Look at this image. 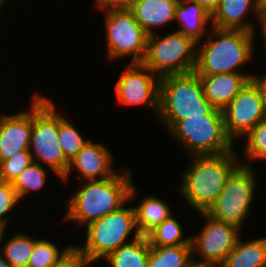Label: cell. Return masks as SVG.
<instances>
[{
  "label": "cell",
  "mask_w": 266,
  "mask_h": 267,
  "mask_svg": "<svg viewBox=\"0 0 266 267\" xmlns=\"http://www.w3.org/2000/svg\"><path fill=\"white\" fill-rule=\"evenodd\" d=\"M124 172L103 180H85L82 188L67 201L63 221H73L78 225L87 226L135 200L137 190L131 181V172L129 169Z\"/></svg>",
  "instance_id": "cell-1"
},
{
  "label": "cell",
  "mask_w": 266,
  "mask_h": 267,
  "mask_svg": "<svg viewBox=\"0 0 266 267\" xmlns=\"http://www.w3.org/2000/svg\"><path fill=\"white\" fill-rule=\"evenodd\" d=\"M184 171L180 193L187 204L206 212L216 201L228 176L241 163L234 150L215 155H195Z\"/></svg>",
  "instance_id": "cell-2"
},
{
  "label": "cell",
  "mask_w": 266,
  "mask_h": 267,
  "mask_svg": "<svg viewBox=\"0 0 266 267\" xmlns=\"http://www.w3.org/2000/svg\"><path fill=\"white\" fill-rule=\"evenodd\" d=\"M211 30V37L216 39L208 34L207 41L197 48L194 72L197 75L241 73V65L252 59L255 33L214 26Z\"/></svg>",
  "instance_id": "cell-3"
},
{
  "label": "cell",
  "mask_w": 266,
  "mask_h": 267,
  "mask_svg": "<svg viewBox=\"0 0 266 267\" xmlns=\"http://www.w3.org/2000/svg\"><path fill=\"white\" fill-rule=\"evenodd\" d=\"M214 110L194 71L160 77L158 117L168 130L187 116H206Z\"/></svg>",
  "instance_id": "cell-4"
},
{
  "label": "cell",
  "mask_w": 266,
  "mask_h": 267,
  "mask_svg": "<svg viewBox=\"0 0 266 267\" xmlns=\"http://www.w3.org/2000/svg\"><path fill=\"white\" fill-rule=\"evenodd\" d=\"M33 95L29 151L33 162L42 161L61 179L67 173L70 162L65 158L59 142V113L53 101L38 93Z\"/></svg>",
  "instance_id": "cell-5"
},
{
  "label": "cell",
  "mask_w": 266,
  "mask_h": 267,
  "mask_svg": "<svg viewBox=\"0 0 266 267\" xmlns=\"http://www.w3.org/2000/svg\"><path fill=\"white\" fill-rule=\"evenodd\" d=\"M168 131L191 157L221 154L234 149V141L228 137L222 111L218 109L206 116H187L177 121Z\"/></svg>",
  "instance_id": "cell-6"
},
{
  "label": "cell",
  "mask_w": 266,
  "mask_h": 267,
  "mask_svg": "<svg viewBox=\"0 0 266 267\" xmlns=\"http://www.w3.org/2000/svg\"><path fill=\"white\" fill-rule=\"evenodd\" d=\"M125 206L85 226L86 243L75 248L91 263L106 258L120 246L129 243L127 239L133 230L134 234H139L134 207Z\"/></svg>",
  "instance_id": "cell-7"
},
{
  "label": "cell",
  "mask_w": 266,
  "mask_h": 267,
  "mask_svg": "<svg viewBox=\"0 0 266 267\" xmlns=\"http://www.w3.org/2000/svg\"><path fill=\"white\" fill-rule=\"evenodd\" d=\"M197 42L174 31L160 38L157 33L147 36L146 55L142 63L159 77L194 71Z\"/></svg>",
  "instance_id": "cell-8"
},
{
  "label": "cell",
  "mask_w": 266,
  "mask_h": 267,
  "mask_svg": "<svg viewBox=\"0 0 266 267\" xmlns=\"http://www.w3.org/2000/svg\"><path fill=\"white\" fill-rule=\"evenodd\" d=\"M254 176L250 164L240 163L228 176L221 193L206 213L241 230L254 201Z\"/></svg>",
  "instance_id": "cell-9"
},
{
  "label": "cell",
  "mask_w": 266,
  "mask_h": 267,
  "mask_svg": "<svg viewBox=\"0 0 266 267\" xmlns=\"http://www.w3.org/2000/svg\"><path fill=\"white\" fill-rule=\"evenodd\" d=\"M106 49L110 59L130 57L142 62L146 55L147 34L129 9L105 11ZM130 55V56H129Z\"/></svg>",
  "instance_id": "cell-10"
},
{
  "label": "cell",
  "mask_w": 266,
  "mask_h": 267,
  "mask_svg": "<svg viewBox=\"0 0 266 267\" xmlns=\"http://www.w3.org/2000/svg\"><path fill=\"white\" fill-rule=\"evenodd\" d=\"M115 93L120 104H147L159 113L160 77L142 62H130L115 84Z\"/></svg>",
  "instance_id": "cell-11"
},
{
  "label": "cell",
  "mask_w": 266,
  "mask_h": 267,
  "mask_svg": "<svg viewBox=\"0 0 266 267\" xmlns=\"http://www.w3.org/2000/svg\"><path fill=\"white\" fill-rule=\"evenodd\" d=\"M225 130L233 141L245 137L260 121L266 119L261 93L249 80L231 102L222 110Z\"/></svg>",
  "instance_id": "cell-12"
},
{
  "label": "cell",
  "mask_w": 266,
  "mask_h": 267,
  "mask_svg": "<svg viewBox=\"0 0 266 267\" xmlns=\"http://www.w3.org/2000/svg\"><path fill=\"white\" fill-rule=\"evenodd\" d=\"M198 213L207 221L199 235L190 237L192 252H197L203 258L197 261L219 267L234 249L241 230L211 217L206 212Z\"/></svg>",
  "instance_id": "cell-13"
},
{
  "label": "cell",
  "mask_w": 266,
  "mask_h": 267,
  "mask_svg": "<svg viewBox=\"0 0 266 267\" xmlns=\"http://www.w3.org/2000/svg\"><path fill=\"white\" fill-rule=\"evenodd\" d=\"M75 168V169H74ZM71 169L79 172L81 179L103 180L116 174L112 168V155L104 144L91 143L90 140L70 162L67 173L61 178L67 182Z\"/></svg>",
  "instance_id": "cell-14"
},
{
  "label": "cell",
  "mask_w": 266,
  "mask_h": 267,
  "mask_svg": "<svg viewBox=\"0 0 266 267\" xmlns=\"http://www.w3.org/2000/svg\"><path fill=\"white\" fill-rule=\"evenodd\" d=\"M30 111L0 116V162L21 150H29L33 127V102Z\"/></svg>",
  "instance_id": "cell-15"
},
{
  "label": "cell",
  "mask_w": 266,
  "mask_h": 267,
  "mask_svg": "<svg viewBox=\"0 0 266 267\" xmlns=\"http://www.w3.org/2000/svg\"><path fill=\"white\" fill-rule=\"evenodd\" d=\"M251 77L252 75L243 72L199 75L205 98L215 109L221 111L251 80Z\"/></svg>",
  "instance_id": "cell-16"
},
{
  "label": "cell",
  "mask_w": 266,
  "mask_h": 267,
  "mask_svg": "<svg viewBox=\"0 0 266 267\" xmlns=\"http://www.w3.org/2000/svg\"><path fill=\"white\" fill-rule=\"evenodd\" d=\"M178 2L179 0H137L129 10L146 34L151 35L155 34L158 26L175 20V9Z\"/></svg>",
  "instance_id": "cell-17"
},
{
  "label": "cell",
  "mask_w": 266,
  "mask_h": 267,
  "mask_svg": "<svg viewBox=\"0 0 266 267\" xmlns=\"http://www.w3.org/2000/svg\"><path fill=\"white\" fill-rule=\"evenodd\" d=\"M251 8L258 14L256 0H220L218 7L211 15V26L220 29H239L255 33L252 23L244 21L246 11Z\"/></svg>",
  "instance_id": "cell-18"
},
{
  "label": "cell",
  "mask_w": 266,
  "mask_h": 267,
  "mask_svg": "<svg viewBox=\"0 0 266 267\" xmlns=\"http://www.w3.org/2000/svg\"><path fill=\"white\" fill-rule=\"evenodd\" d=\"M182 26L177 31L192 38L200 44L201 37L205 34V27L211 22V15L197 2L179 0L175 9V20Z\"/></svg>",
  "instance_id": "cell-19"
},
{
  "label": "cell",
  "mask_w": 266,
  "mask_h": 267,
  "mask_svg": "<svg viewBox=\"0 0 266 267\" xmlns=\"http://www.w3.org/2000/svg\"><path fill=\"white\" fill-rule=\"evenodd\" d=\"M241 240L239 237L219 267H266V237L246 242Z\"/></svg>",
  "instance_id": "cell-20"
},
{
  "label": "cell",
  "mask_w": 266,
  "mask_h": 267,
  "mask_svg": "<svg viewBox=\"0 0 266 267\" xmlns=\"http://www.w3.org/2000/svg\"><path fill=\"white\" fill-rule=\"evenodd\" d=\"M132 240L111 252L105 260L112 267H147L150 243L147 236L134 234Z\"/></svg>",
  "instance_id": "cell-21"
},
{
  "label": "cell",
  "mask_w": 266,
  "mask_h": 267,
  "mask_svg": "<svg viewBox=\"0 0 266 267\" xmlns=\"http://www.w3.org/2000/svg\"><path fill=\"white\" fill-rule=\"evenodd\" d=\"M134 211L136 227L142 236H147L172 215L169 206L164 201L151 195L143 198L140 205L134 207Z\"/></svg>",
  "instance_id": "cell-22"
},
{
  "label": "cell",
  "mask_w": 266,
  "mask_h": 267,
  "mask_svg": "<svg viewBox=\"0 0 266 267\" xmlns=\"http://www.w3.org/2000/svg\"><path fill=\"white\" fill-rule=\"evenodd\" d=\"M192 254L191 245L150 246L147 267H186Z\"/></svg>",
  "instance_id": "cell-23"
},
{
  "label": "cell",
  "mask_w": 266,
  "mask_h": 267,
  "mask_svg": "<svg viewBox=\"0 0 266 267\" xmlns=\"http://www.w3.org/2000/svg\"><path fill=\"white\" fill-rule=\"evenodd\" d=\"M150 246L191 245L190 237L183 238L182 226L172 215L148 235Z\"/></svg>",
  "instance_id": "cell-24"
},
{
  "label": "cell",
  "mask_w": 266,
  "mask_h": 267,
  "mask_svg": "<svg viewBox=\"0 0 266 267\" xmlns=\"http://www.w3.org/2000/svg\"><path fill=\"white\" fill-rule=\"evenodd\" d=\"M37 240L26 234H17L3 244L1 251L11 267H27Z\"/></svg>",
  "instance_id": "cell-25"
},
{
  "label": "cell",
  "mask_w": 266,
  "mask_h": 267,
  "mask_svg": "<svg viewBox=\"0 0 266 267\" xmlns=\"http://www.w3.org/2000/svg\"><path fill=\"white\" fill-rule=\"evenodd\" d=\"M74 246L70 245L59 252L58 247L51 241L39 239L34 243L27 267H53L57 264Z\"/></svg>",
  "instance_id": "cell-26"
},
{
  "label": "cell",
  "mask_w": 266,
  "mask_h": 267,
  "mask_svg": "<svg viewBox=\"0 0 266 267\" xmlns=\"http://www.w3.org/2000/svg\"><path fill=\"white\" fill-rule=\"evenodd\" d=\"M46 179V170L40 163L33 162L11 184L21 200L30 191L43 188Z\"/></svg>",
  "instance_id": "cell-27"
},
{
  "label": "cell",
  "mask_w": 266,
  "mask_h": 267,
  "mask_svg": "<svg viewBox=\"0 0 266 267\" xmlns=\"http://www.w3.org/2000/svg\"><path fill=\"white\" fill-rule=\"evenodd\" d=\"M59 142L65 158L71 162L88 140H84L65 116L59 114Z\"/></svg>",
  "instance_id": "cell-28"
},
{
  "label": "cell",
  "mask_w": 266,
  "mask_h": 267,
  "mask_svg": "<svg viewBox=\"0 0 266 267\" xmlns=\"http://www.w3.org/2000/svg\"><path fill=\"white\" fill-rule=\"evenodd\" d=\"M245 156L248 160L266 159V119L260 121L245 137Z\"/></svg>",
  "instance_id": "cell-29"
},
{
  "label": "cell",
  "mask_w": 266,
  "mask_h": 267,
  "mask_svg": "<svg viewBox=\"0 0 266 267\" xmlns=\"http://www.w3.org/2000/svg\"><path fill=\"white\" fill-rule=\"evenodd\" d=\"M31 163L33 159L29 150H21L12 157L0 162L4 182L12 183Z\"/></svg>",
  "instance_id": "cell-30"
},
{
  "label": "cell",
  "mask_w": 266,
  "mask_h": 267,
  "mask_svg": "<svg viewBox=\"0 0 266 267\" xmlns=\"http://www.w3.org/2000/svg\"><path fill=\"white\" fill-rule=\"evenodd\" d=\"M20 202L15 189L9 182L0 184V227L6 229L8 219L5 217Z\"/></svg>",
  "instance_id": "cell-31"
},
{
  "label": "cell",
  "mask_w": 266,
  "mask_h": 267,
  "mask_svg": "<svg viewBox=\"0 0 266 267\" xmlns=\"http://www.w3.org/2000/svg\"><path fill=\"white\" fill-rule=\"evenodd\" d=\"M91 262L75 246L53 267H88Z\"/></svg>",
  "instance_id": "cell-32"
},
{
  "label": "cell",
  "mask_w": 266,
  "mask_h": 267,
  "mask_svg": "<svg viewBox=\"0 0 266 267\" xmlns=\"http://www.w3.org/2000/svg\"><path fill=\"white\" fill-rule=\"evenodd\" d=\"M137 0H95L96 7L109 10L130 9Z\"/></svg>",
  "instance_id": "cell-33"
},
{
  "label": "cell",
  "mask_w": 266,
  "mask_h": 267,
  "mask_svg": "<svg viewBox=\"0 0 266 267\" xmlns=\"http://www.w3.org/2000/svg\"><path fill=\"white\" fill-rule=\"evenodd\" d=\"M251 80L256 84L261 93L263 107L266 113V74H264L263 77L262 76L258 77L256 75H253L251 77Z\"/></svg>",
  "instance_id": "cell-34"
},
{
  "label": "cell",
  "mask_w": 266,
  "mask_h": 267,
  "mask_svg": "<svg viewBox=\"0 0 266 267\" xmlns=\"http://www.w3.org/2000/svg\"><path fill=\"white\" fill-rule=\"evenodd\" d=\"M191 1L197 2L210 15L213 14V12L216 10L220 2V0H191Z\"/></svg>",
  "instance_id": "cell-35"
},
{
  "label": "cell",
  "mask_w": 266,
  "mask_h": 267,
  "mask_svg": "<svg viewBox=\"0 0 266 267\" xmlns=\"http://www.w3.org/2000/svg\"><path fill=\"white\" fill-rule=\"evenodd\" d=\"M257 19L259 20V25L261 26V31L263 33V38L266 42V9H258ZM266 44V43H265Z\"/></svg>",
  "instance_id": "cell-36"
},
{
  "label": "cell",
  "mask_w": 266,
  "mask_h": 267,
  "mask_svg": "<svg viewBox=\"0 0 266 267\" xmlns=\"http://www.w3.org/2000/svg\"><path fill=\"white\" fill-rule=\"evenodd\" d=\"M186 267H216V266L205 262L197 261V259L194 260V258H192V260L187 264Z\"/></svg>",
  "instance_id": "cell-37"
},
{
  "label": "cell",
  "mask_w": 266,
  "mask_h": 267,
  "mask_svg": "<svg viewBox=\"0 0 266 267\" xmlns=\"http://www.w3.org/2000/svg\"><path fill=\"white\" fill-rule=\"evenodd\" d=\"M0 267H11L10 263L5 259L2 251L0 252Z\"/></svg>",
  "instance_id": "cell-38"
},
{
  "label": "cell",
  "mask_w": 266,
  "mask_h": 267,
  "mask_svg": "<svg viewBox=\"0 0 266 267\" xmlns=\"http://www.w3.org/2000/svg\"><path fill=\"white\" fill-rule=\"evenodd\" d=\"M258 9H266V0H256Z\"/></svg>",
  "instance_id": "cell-39"
},
{
  "label": "cell",
  "mask_w": 266,
  "mask_h": 267,
  "mask_svg": "<svg viewBox=\"0 0 266 267\" xmlns=\"http://www.w3.org/2000/svg\"><path fill=\"white\" fill-rule=\"evenodd\" d=\"M4 231H5V229H3L2 227H0V243L3 240V236H4V233H5Z\"/></svg>",
  "instance_id": "cell-40"
},
{
  "label": "cell",
  "mask_w": 266,
  "mask_h": 267,
  "mask_svg": "<svg viewBox=\"0 0 266 267\" xmlns=\"http://www.w3.org/2000/svg\"><path fill=\"white\" fill-rule=\"evenodd\" d=\"M4 182L3 177H2V172H1V167H0V184Z\"/></svg>",
  "instance_id": "cell-41"
},
{
  "label": "cell",
  "mask_w": 266,
  "mask_h": 267,
  "mask_svg": "<svg viewBox=\"0 0 266 267\" xmlns=\"http://www.w3.org/2000/svg\"><path fill=\"white\" fill-rule=\"evenodd\" d=\"M6 0H0V9H2L1 6H3V4L5 3Z\"/></svg>",
  "instance_id": "cell-42"
}]
</instances>
